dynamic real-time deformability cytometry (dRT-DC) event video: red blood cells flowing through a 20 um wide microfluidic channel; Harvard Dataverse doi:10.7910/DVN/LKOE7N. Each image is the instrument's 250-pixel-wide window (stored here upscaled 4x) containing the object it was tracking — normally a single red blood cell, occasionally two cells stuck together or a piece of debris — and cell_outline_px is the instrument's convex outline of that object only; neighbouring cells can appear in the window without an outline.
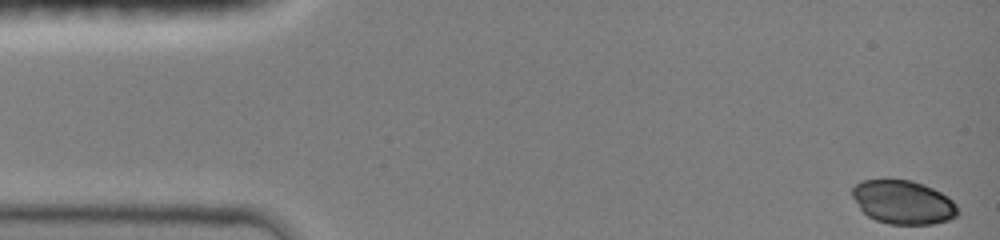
{"species": "common noctule bat (a hibernating species)", "species_latin": "Nyctalus noctula", "temperature_condition": "room temperature", "stored_images_in_passage": 26, "camera_frame_rate_fps": 3000, "um_per_image_px": 0.085, "animal": {"sex": "female", "body_mass_g": 19.0, "forearm_length_mm": 51.5}, "frame": {"image": 1, "passage_image": 1, "time_ms": 0.0, "image_size_px": [1000, 240], "cell_outline_px": [[960, 212], [956, 216], [948, 220], [932, 224], [888, 224], [876, 220], [868, 216], [860, 208], [852, 196], [852, 188], [856, 184], [864, 180], [912, 180], [924, 184], [948, 196], [956, 204]], "centroid_in_image_um": [76.79, 17.19], "position_along_channel_um": 8.2, "area_um2": 26.82}}
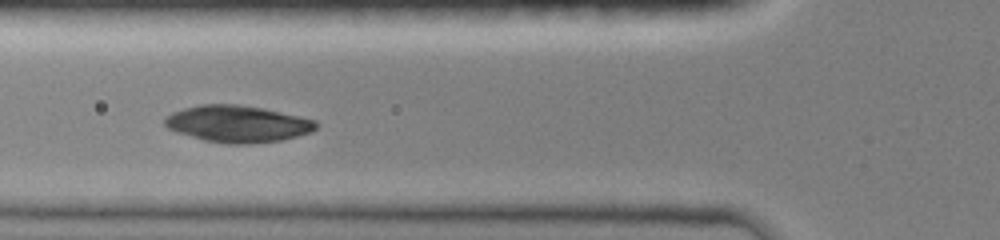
{"frame": {"image": 2, "passage_image": 15, "time_ms": 5.333, "image_size_px": [1000, 240], "cell_outline_px": [[320, 124], [312, 132], [280, 140], [248, 144], [228, 144], [204, 140], [176, 132], [168, 128], [164, 124], [164, 116], [172, 112], [184, 108], [200, 104], [236, 104], [264, 108], [300, 116], [316, 120]], "centroid_in_image_um": [20.19, 10.52], "position_along_channel_um": 105.6, "area_um2": 32.6}}
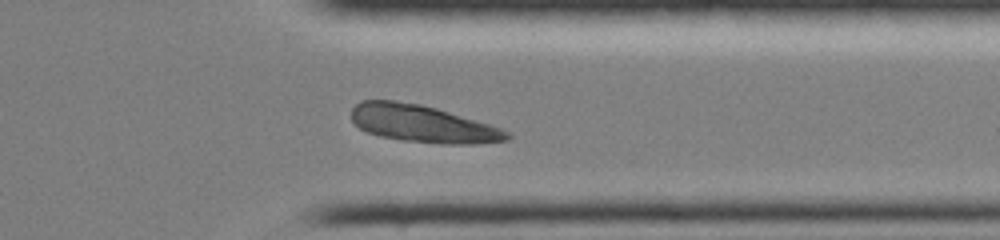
{"frame": {"image": 3, "passage_image": 25, "time_ms": 12.0, "image_size_px": [1000, 240], "cell_outline_px": [[512, 136], [508, 140], [472, 144], [444, 144], [400, 140], [380, 136], [368, 132], [360, 128], [352, 120], [352, 108], [360, 100], [392, 100], [420, 104], [436, 108], [488, 124], [500, 128], [508, 132]], "centroid_in_image_um": [35.9, 10.52], "position_along_channel_um": 375.5, "area_um2": 33.52}}